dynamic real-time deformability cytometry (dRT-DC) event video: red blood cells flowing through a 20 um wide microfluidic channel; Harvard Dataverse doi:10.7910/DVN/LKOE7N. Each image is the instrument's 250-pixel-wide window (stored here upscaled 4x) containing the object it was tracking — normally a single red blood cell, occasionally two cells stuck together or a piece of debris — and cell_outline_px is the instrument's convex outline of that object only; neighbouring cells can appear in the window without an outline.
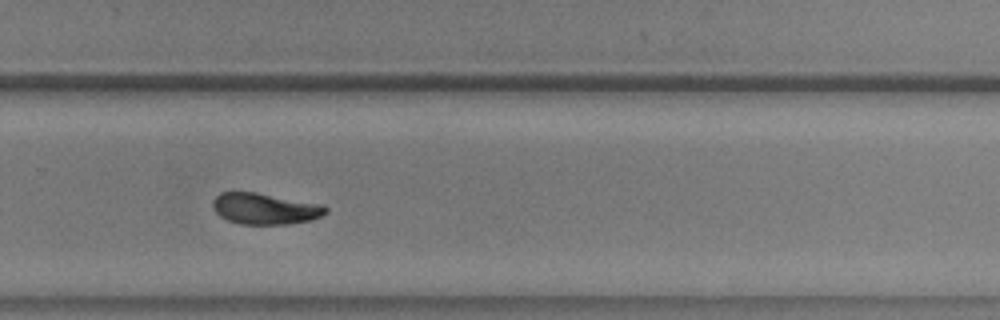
{"species": "common noctule bat (a hibernating species)", "species_latin": "Nyctalus noctula", "temperature_condition": "warm", "stored_images_in_passage": 37, "camera_frame_rate_fps": 3000, "um_per_image_px": 0.085, "animal": {"sex": "male", "body_mass_g": 20.5, "forearm_length_mm": 52.5}, "frame": {"image": 1, "passage_image": 22, "time_ms": 7.0, "image_size_px": [1000, 320], "cell_outline_px": [[328, 212], [320, 216], [308, 220], [288, 224], [240, 224], [228, 220], [220, 216], [212, 208], [212, 200], [220, 192], [256, 192], [324, 204], [328, 208]], "centroid_in_image_um": [22.52, 17.73], "position_along_channel_um": 307.3, "area_um2": 20.63}, "authors_computed_cell_mechanics": {"area_um2": 20.7502, "velocity_mm_per_s": 3.6831, "shape_relaxation_time_tau1_ms": 3.1942, "shape_relaxation_time_tau2_ms": 2.1562, "deformation_change_tau1": 0.1371, "deformation_change_tau2": 0.0735}}